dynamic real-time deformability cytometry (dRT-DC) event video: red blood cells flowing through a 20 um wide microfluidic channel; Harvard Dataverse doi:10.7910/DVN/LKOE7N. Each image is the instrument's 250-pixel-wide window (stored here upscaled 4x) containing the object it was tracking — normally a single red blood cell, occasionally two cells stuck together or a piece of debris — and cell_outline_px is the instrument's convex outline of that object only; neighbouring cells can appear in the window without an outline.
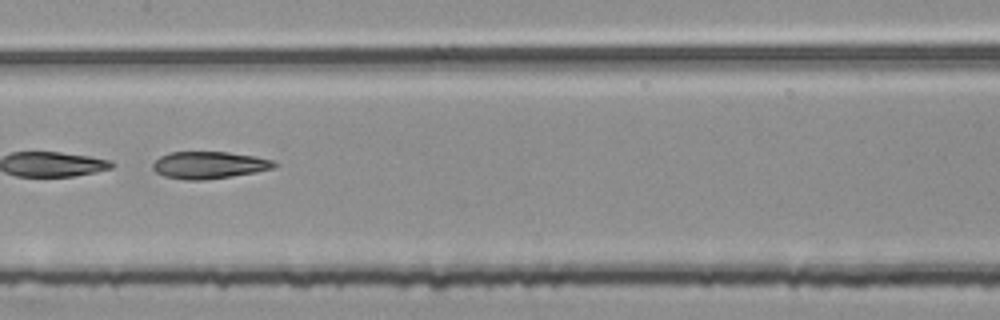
{"species": "common noctule bat (a hibernating species)", "species_latin": "Nyctalus noctula", "temperature_condition": "room temperature", "stored_images_in_passage": 47, "segment_of_instrument_passage": [2, 2], "camera_frame_rate_fps": 3000, "um_per_image_px": 0.085, "animal": {"sex": "female", "body_mass_g": 25.1}, "frame": {"image": 1, "passage_image": 25, "time_ms": 8.0, "image_size_px": [1000, 320], "cell_outline_px": [[280, 164], [276, 168], [256, 172], [232, 176], [204, 180], [188, 180], [164, 176], [156, 172], [152, 168], [152, 164], [160, 156], [168, 152], [228, 152], [256, 156], [272, 160]], "centroid_in_image_um": [17.81, 14.03], "position_along_channel_um": 189.6, "area_um2": 19.36}}
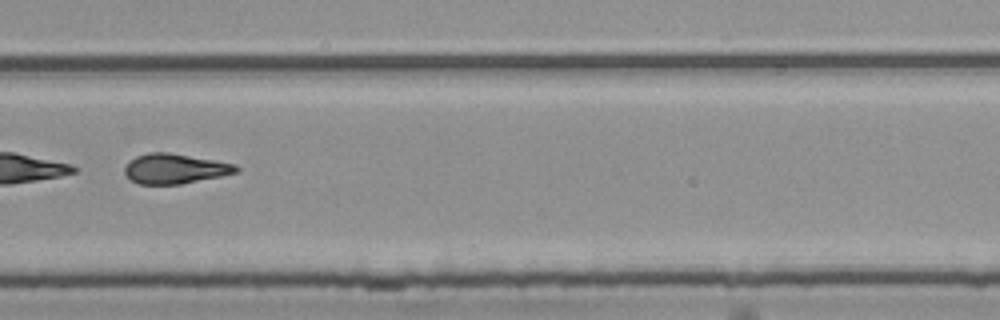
{"frame": {"image": 2, "passage_image": 35, "time_ms": 11.333, "image_size_px": [1000, 320], "cell_outline_px": [[240, 172], [180, 184], [140, 184], [132, 180], [124, 172], [124, 168], [128, 160], [136, 156], [148, 152], [168, 152], [236, 164], [240, 168]], "centroid_in_image_um": [14.86, 14.33], "position_along_channel_um": 314.9, "area_um2": 19.42}}